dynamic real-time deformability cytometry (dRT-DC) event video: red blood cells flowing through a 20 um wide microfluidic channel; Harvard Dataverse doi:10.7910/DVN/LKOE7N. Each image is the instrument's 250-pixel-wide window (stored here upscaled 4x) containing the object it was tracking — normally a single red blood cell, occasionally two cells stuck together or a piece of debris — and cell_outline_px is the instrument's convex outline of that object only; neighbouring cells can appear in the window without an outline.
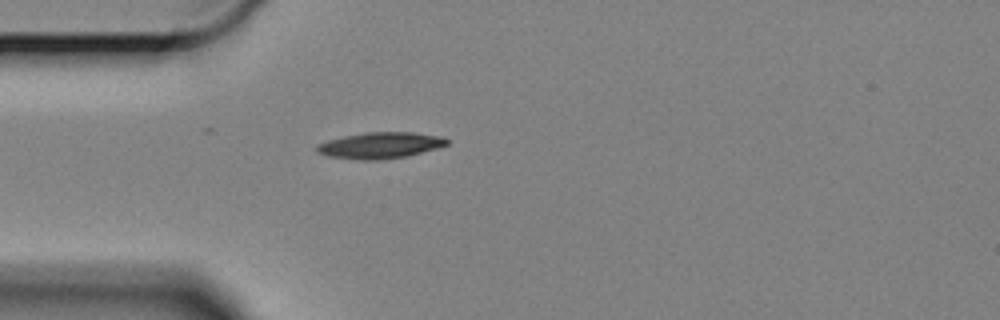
{"species": "Egyptian fruit bat (a non-hibernating species)", "species_latin": "Rousettus aegyptiacus", "temperature_condition": "cold", "stored_images_in_passage": 5, "camera_frame_rate_fps": 3000, "um_per_image_px": 0.085, "animal": {"sex": "female"}, "frame": {"image": 1, "passage_image": 1, "time_ms": 0.0, "image_size_px": [1000, 320], "cell_outline_px": [[448, 144], [436, 148], [404, 156], [376, 160], [364, 160], [328, 156], [316, 152], [316, 144], [328, 140], [344, 136], [364, 132], [412, 132], [444, 136], [448, 140]], "centroid_in_image_um": [32.29, 12.34], "position_along_channel_um": 52.7, "area_um2": 19.71}}
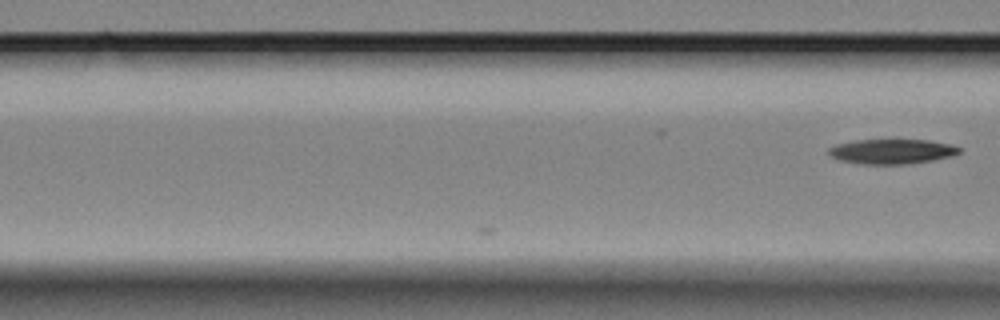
{"frame": {"image": 2, "passage_image": 5, "time_ms": 1.333, "image_size_px": [1000, 320], "cell_outline_px": [[960, 152], [952, 156], [932, 160], [908, 164], [864, 164], [840, 160], [832, 156], [828, 152], [828, 148], [836, 144], [856, 140], [928, 140], [952, 144], [960, 148]], "centroid_in_image_um": [75.82, 12.87], "position_along_channel_um": 90.8, "area_um2": 18.79}}